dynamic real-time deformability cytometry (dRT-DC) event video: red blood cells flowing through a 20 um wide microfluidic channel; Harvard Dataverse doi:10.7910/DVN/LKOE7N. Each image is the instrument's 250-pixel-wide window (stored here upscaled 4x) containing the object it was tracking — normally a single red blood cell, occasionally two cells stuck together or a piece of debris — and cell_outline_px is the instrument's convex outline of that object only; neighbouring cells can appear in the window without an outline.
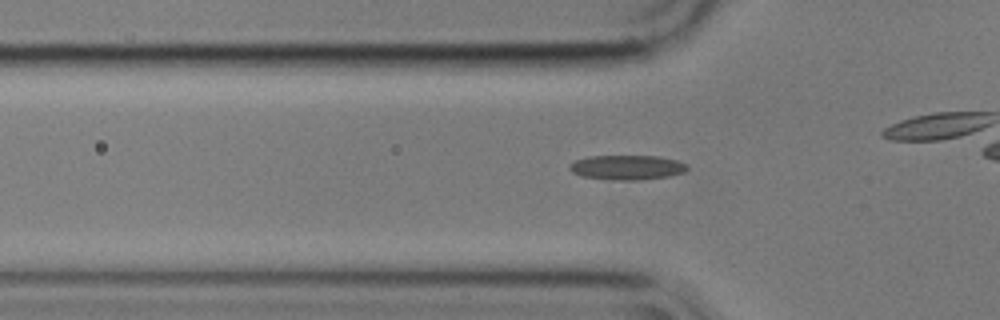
{"species": "common noctule bat (a hibernating species)", "species_latin": "Nyctalus noctula", "temperature_condition": "cold", "stored_images_in_passage": 39, "camera_frame_rate_fps": 3000, "um_per_image_px": 0.085, "animal": {"sex": "male", "body_mass_g": 17.9}, "frame": {"image": 1, "passage_image": 11, "time_ms": 3.333, "image_size_px": [1000, 320], "cell_outline_px": [[688, 168], [684, 172], [668, 176], [636, 180], [620, 180], [580, 176], [572, 172], [568, 168], [568, 164], [576, 160], [588, 156], [656, 156], [676, 160], [688, 164]], "centroid_in_image_um": [53.27, 14.22], "position_along_channel_um": 72.5, "area_um2": 16.82}}
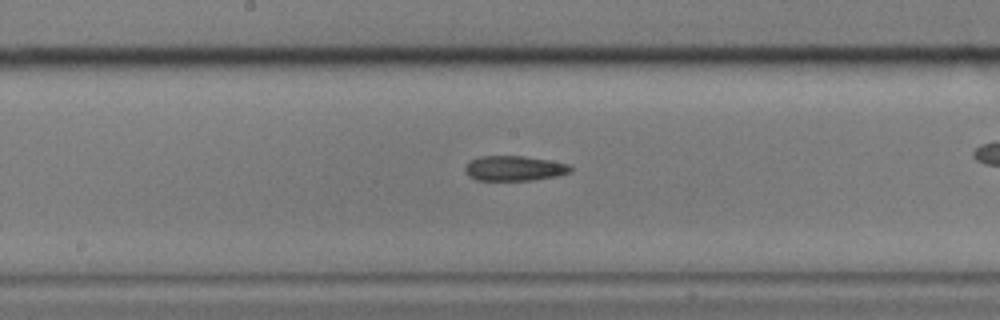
{"frame": {"image": 2, "passage_image": 22, "time_ms": 7.0, "image_size_px": [1000, 320], "cell_outline_px": [[572, 172], [556, 176], [532, 180], [476, 180], [468, 176], [464, 172], [464, 168], [472, 160], [480, 156], [524, 156], [548, 160], [568, 164], [572, 168]], "centroid_in_image_um": [43.71, 14.31], "position_along_channel_um": 204.5, "area_um2": 15.32}}
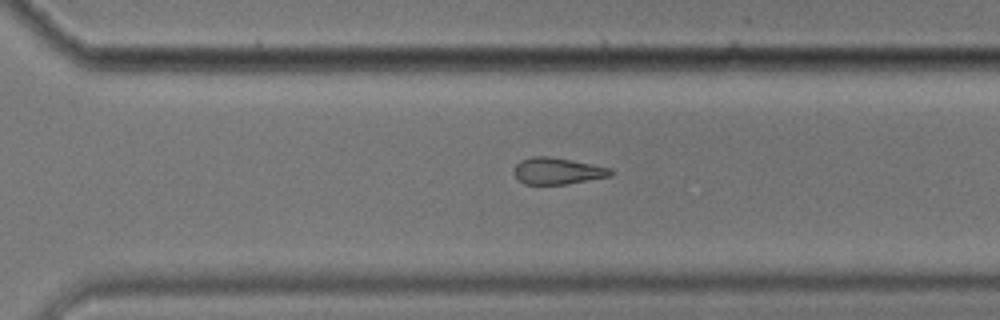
{"frame": {"image": 3, "passage_image": 32, "time_ms": 10.333, "image_size_px": [1000, 320], "cell_outline_px": [[616, 172], [612, 176], [564, 184], [524, 184], [516, 180], [512, 172], [512, 168], [520, 160], [532, 156], [548, 156], [592, 164], [612, 168]], "centroid_in_image_um": [47.35, 14.53], "position_along_channel_um": 323.2, "area_um2": 15.26}}